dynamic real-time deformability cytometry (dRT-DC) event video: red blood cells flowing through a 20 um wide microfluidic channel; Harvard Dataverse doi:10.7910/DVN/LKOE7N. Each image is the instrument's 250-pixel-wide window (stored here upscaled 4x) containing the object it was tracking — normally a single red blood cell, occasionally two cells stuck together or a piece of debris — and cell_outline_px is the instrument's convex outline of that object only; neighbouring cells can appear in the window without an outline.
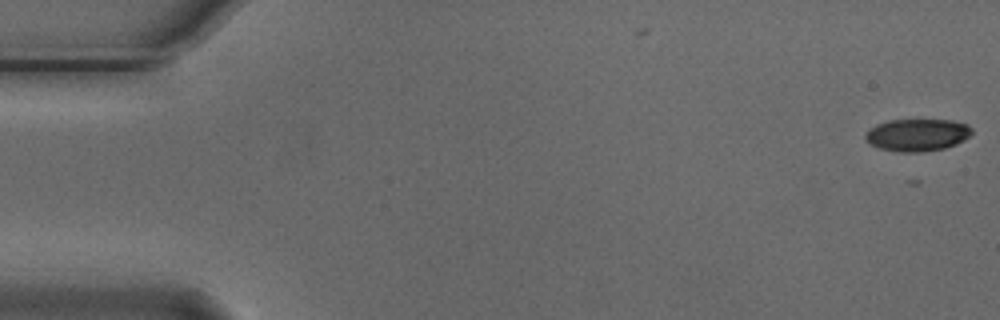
{"species": "Egyptian fruit bat (a non-hibernating species)", "species_latin": "Rousettus aegyptiacus", "temperature_condition": "cold", "stored_images_in_passage": 6, "camera_frame_rate_fps": 3000, "um_per_image_px": 0.085, "animal": {"sex": "male"}, "frame": {"image": 1, "passage_image": 1, "time_ms": 0.0, "image_size_px": [1000, 320], "cell_outline_px": [[972, 132], [964, 140], [956, 144], [944, 148], [920, 152], [900, 152], [880, 148], [872, 144], [864, 136], [868, 128], [876, 124], [888, 120], [952, 120], [968, 124], [972, 128]], "centroid_in_image_um": [77.97, 11.45], "position_along_channel_um": 7.0, "area_um2": 20.0}}
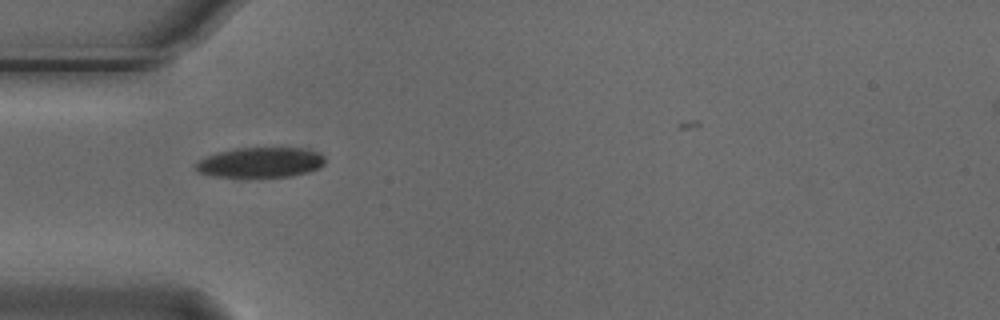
{"frame": {"image": 2, "passage_image": 5, "time_ms": 1.333, "image_size_px": [1000, 320], "cell_outline_px": [[324, 164], [320, 168], [308, 172], [292, 176], [248, 180], [240, 180], [212, 176], [200, 172], [196, 168], [196, 164], [200, 160], [216, 152], [236, 148], [304, 148], [320, 152], [324, 156]], "centroid_in_image_um": [22.14, 13.86], "position_along_channel_um": 62.9, "area_um2": 23.76}}